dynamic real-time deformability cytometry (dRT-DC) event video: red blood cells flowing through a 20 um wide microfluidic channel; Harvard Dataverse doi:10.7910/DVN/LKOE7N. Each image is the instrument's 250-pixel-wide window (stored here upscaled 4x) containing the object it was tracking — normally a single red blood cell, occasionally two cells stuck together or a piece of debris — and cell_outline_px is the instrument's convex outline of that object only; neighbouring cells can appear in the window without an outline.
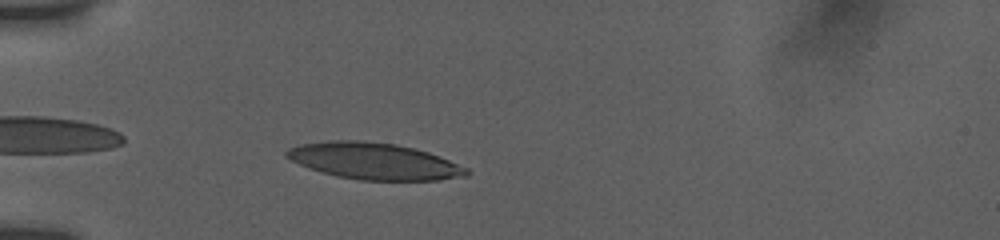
{"species": "human", "species_latin": "Homo sapiens", "temperature_condition": "room temperature", "stored_images_in_passage": 52, "camera_frame_rate_fps": 3000, "um_per_image_px": 0.085, "donor": {"sex": "female"}, "frame": {"image": 1, "passage_image": 4, "time_ms": 0.667, "image_size_px": [1000, 240], "cell_outline_px": [[472, 172], [468, 176], [440, 180], [360, 180], [336, 176], [308, 168], [284, 156], [284, 152], [288, 148], [300, 144], [328, 140], [364, 140], [396, 144], [428, 152], [468, 168]], "centroid_in_image_um": [31.79, 13.69], "position_along_channel_um": 53.2, "area_um2": 38.49}}
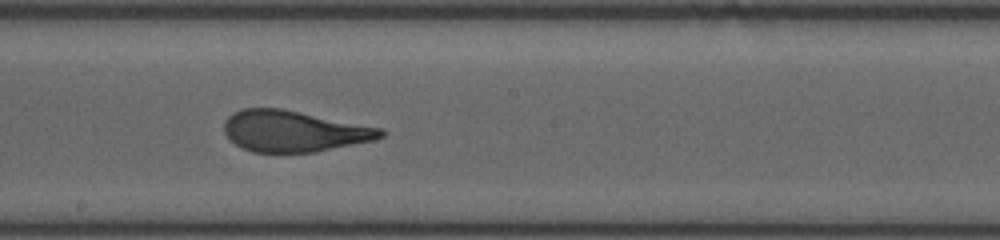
{"frame": {"image": 2, "passage_image": 25, "time_ms": 5.667, "image_size_px": [1000, 240], "cell_outline_px": [[384, 136], [376, 140], [316, 152], [252, 152], [240, 148], [228, 140], [224, 132], [224, 120], [232, 112], [244, 108], [280, 108], [380, 128], [384, 132]], "centroid_in_image_um": [24.91, 11.16], "position_along_channel_um": 223.3, "area_um2": 37.63}}
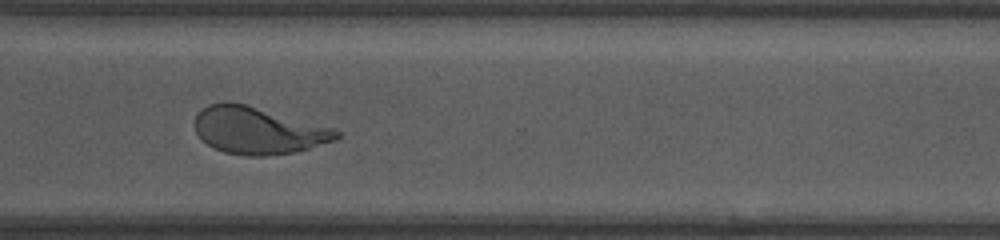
{"frame": {"image": 3, "passage_image": 40, "time_ms": 9.0, "image_size_px": [1000, 240], "cell_outline_px": [[340, 136], [336, 140], [308, 148], [292, 152], [264, 156], [248, 156], [224, 152], [200, 140], [196, 132], [196, 116], [208, 104], [224, 100], [228, 100], [244, 104], [332, 128], [340, 132]], "centroid_in_image_um": [21.89, 11.09], "position_along_channel_um": 348.7, "area_um2": 38.32}, "authors_computed_cell_mechanics": {"area_um2": 38.4948, "velocity_mm_per_s": 3.7824, "shape_relaxation_time_tau1_ms": 4.9382, "shape_relaxation_time_tau2_ms": 0.8464, "deformation_change_tau1": 0.2483, "deformation_change_tau2": 0.0972}}